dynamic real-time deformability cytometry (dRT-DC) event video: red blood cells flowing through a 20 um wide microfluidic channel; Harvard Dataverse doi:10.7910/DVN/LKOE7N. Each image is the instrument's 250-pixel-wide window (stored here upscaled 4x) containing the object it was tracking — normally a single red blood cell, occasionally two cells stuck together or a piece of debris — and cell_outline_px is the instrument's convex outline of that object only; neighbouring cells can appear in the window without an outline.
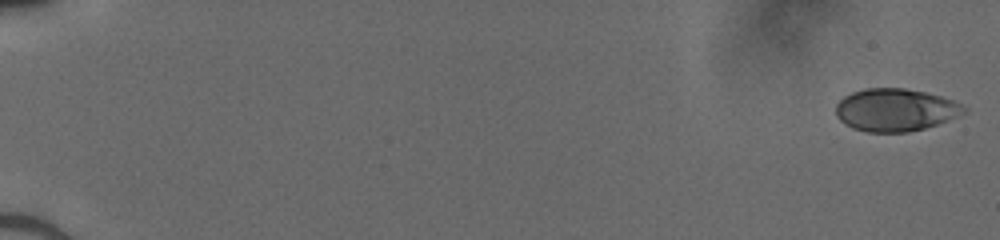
{"species": "human", "species_latin": "Homo sapiens", "temperature_condition": "cold", "stored_images_in_passage": 51, "camera_frame_rate_fps": 3000, "um_per_image_px": 0.085, "donor": {"sex": "male"}, "frame": {"image": 1, "passage_image": 1, "time_ms": 0.0, "image_size_px": [1000, 240], "cell_outline_px": [[968, 112], [936, 124], [924, 128], [908, 132], [868, 132], [852, 128], [844, 124], [836, 116], [836, 104], [844, 96], [852, 92], [864, 88], [904, 88], [924, 92], [940, 96], [952, 100], [968, 108]], "centroid_in_image_um": [76.09, 9.34], "position_along_channel_um": 8.9, "area_um2": 31.79}}
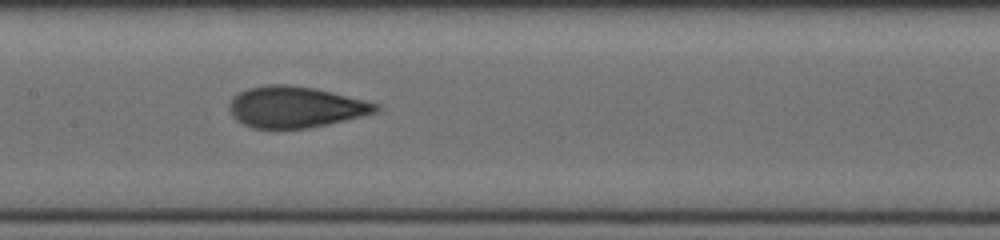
{"frame": {"image": 2, "passage_image": 28, "time_ms": 9.0, "image_size_px": [1000, 240], "cell_outline_px": [[380, 108], [376, 112], [328, 124], [308, 128], [252, 128], [236, 120], [232, 116], [228, 108], [228, 104], [240, 92], [248, 88], [272, 84], [284, 84], [312, 88], [364, 100], [380, 104]], "centroid_in_image_um": [25.08, 9.1], "position_along_channel_um": 182.3, "area_um2": 34.68}}
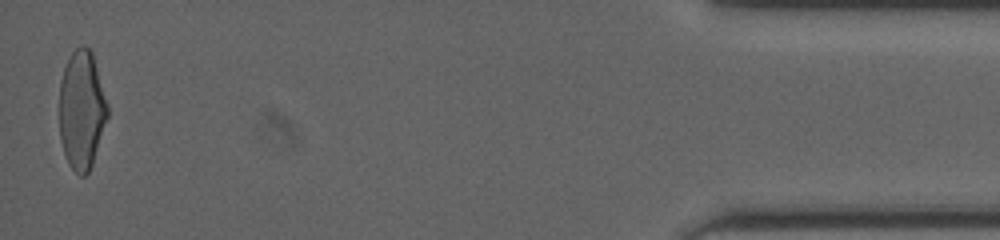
{"frame": {"image": 3, "passage_image": 51, "time_ms": 16.667, "image_size_px": [1000, 240], "cell_outline_px": [[108, 116], [92, 164], [88, 172], [84, 176], [80, 176], [68, 164], [60, 140], [60, 80], [68, 56], [80, 44], [84, 44], [92, 52], [108, 104]], "centroid_in_image_um": [6.94, 9.32], "position_along_channel_um": 428.3, "area_um2": 33.35}}